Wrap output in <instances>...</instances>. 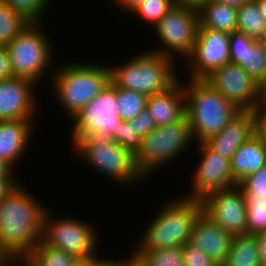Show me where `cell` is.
Returning <instances> with one entry per match:
<instances>
[{"instance_id": "e575fe53", "label": "cell", "mask_w": 266, "mask_h": 266, "mask_svg": "<svg viewBox=\"0 0 266 266\" xmlns=\"http://www.w3.org/2000/svg\"><path fill=\"white\" fill-rule=\"evenodd\" d=\"M184 266H221L201 249L187 242L182 246Z\"/></svg>"}, {"instance_id": "f907efd6", "label": "cell", "mask_w": 266, "mask_h": 266, "mask_svg": "<svg viewBox=\"0 0 266 266\" xmlns=\"http://www.w3.org/2000/svg\"><path fill=\"white\" fill-rule=\"evenodd\" d=\"M262 96H263V100H266V81L262 85Z\"/></svg>"}, {"instance_id": "8fae6325", "label": "cell", "mask_w": 266, "mask_h": 266, "mask_svg": "<svg viewBox=\"0 0 266 266\" xmlns=\"http://www.w3.org/2000/svg\"><path fill=\"white\" fill-rule=\"evenodd\" d=\"M115 105L116 87L109 82L97 97L69 120L72 123L71 145L91 136L110 138L116 142L120 118Z\"/></svg>"}, {"instance_id": "52a82bcc", "label": "cell", "mask_w": 266, "mask_h": 266, "mask_svg": "<svg viewBox=\"0 0 266 266\" xmlns=\"http://www.w3.org/2000/svg\"><path fill=\"white\" fill-rule=\"evenodd\" d=\"M44 24L29 23L6 46L14 76L28 79L36 85L42 82L41 80L44 81L42 78L47 77L46 74L48 77L52 76L54 68L51 70L50 65L55 66L52 64L55 59L54 45L52 47L54 43L51 40L53 38L46 31L47 27L45 28Z\"/></svg>"}, {"instance_id": "7dc6e473", "label": "cell", "mask_w": 266, "mask_h": 266, "mask_svg": "<svg viewBox=\"0 0 266 266\" xmlns=\"http://www.w3.org/2000/svg\"><path fill=\"white\" fill-rule=\"evenodd\" d=\"M260 10V14L266 22V0H254Z\"/></svg>"}, {"instance_id": "603a6c76", "label": "cell", "mask_w": 266, "mask_h": 266, "mask_svg": "<svg viewBox=\"0 0 266 266\" xmlns=\"http://www.w3.org/2000/svg\"><path fill=\"white\" fill-rule=\"evenodd\" d=\"M198 13L199 28L229 34L237 31V9L235 8L209 0L198 8Z\"/></svg>"}, {"instance_id": "3957f363", "label": "cell", "mask_w": 266, "mask_h": 266, "mask_svg": "<svg viewBox=\"0 0 266 266\" xmlns=\"http://www.w3.org/2000/svg\"><path fill=\"white\" fill-rule=\"evenodd\" d=\"M145 227L136 249L182 247L189 242L195 222L203 212L201 200L185 196L169 198Z\"/></svg>"}, {"instance_id": "83f0119b", "label": "cell", "mask_w": 266, "mask_h": 266, "mask_svg": "<svg viewBox=\"0 0 266 266\" xmlns=\"http://www.w3.org/2000/svg\"><path fill=\"white\" fill-rule=\"evenodd\" d=\"M29 23L0 0V46H7Z\"/></svg>"}, {"instance_id": "d6a6232c", "label": "cell", "mask_w": 266, "mask_h": 266, "mask_svg": "<svg viewBox=\"0 0 266 266\" xmlns=\"http://www.w3.org/2000/svg\"><path fill=\"white\" fill-rule=\"evenodd\" d=\"M245 197L266 199V165L238 183Z\"/></svg>"}, {"instance_id": "5bb4252c", "label": "cell", "mask_w": 266, "mask_h": 266, "mask_svg": "<svg viewBox=\"0 0 266 266\" xmlns=\"http://www.w3.org/2000/svg\"><path fill=\"white\" fill-rule=\"evenodd\" d=\"M199 144V145H198ZM199 161L193 169L189 192L182 196L203 200L208 194L238 185L231 174L230 160L211 151L204 143H197Z\"/></svg>"}, {"instance_id": "74e56055", "label": "cell", "mask_w": 266, "mask_h": 266, "mask_svg": "<svg viewBox=\"0 0 266 266\" xmlns=\"http://www.w3.org/2000/svg\"><path fill=\"white\" fill-rule=\"evenodd\" d=\"M14 72L6 46H0V81L14 78Z\"/></svg>"}, {"instance_id": "8992f818", "label": "cell", "mask_w": 266, "mask_h": 266, "mask_svg": "<svg viewBox=\"0 0 266 266\" xmlns=\"http://www.w3.org/2000/svg\"><path fill=\"white\" fill-rule=\"evenodd\" d=\"M193 140L186 115L174 124L156 127L142 139L134 156L137 172L144 180L149 179L158 169L165 168L179 156L183 157V153L195 143Z\"/></svg>"}, {"instance_id": "d6986e66", "label": "cell", "mask_w": 266, "mask_h": 266, "mask_svg": "<svg viewBox=\"0 0 266 266\" xmlns=\"http://www.w3.org/2000/svg\"><path fill=\"white\" fill-rule=\"evenodd\" d=\"M252 136H254L252 113L240 111L218 134L203 143L211 151L231 161L238 148Z\"/></svg>"}, {"instance_id": "f546056e", "label": "cell", "mask_w": 266, "mask_h": 266, "mask_svg": "<svg viewBox=\"0 0 266 266\" xmlns=\"http://www.w3.org/2000/svg\"><path fill=\"white\" fill-rule=\"evenodd\" d=\"M174 4L173 0H144L130 15L144 20L148 27L150 24L153 29Z\"/></svg>"}, {"instance_id": "60d3db41", "label": "cell", "mask_w": 266, "mask_h": 266, "mask_svg": "<svg viewBox=\"0 0 266 266\" xmlns=\"http://www.w3.org/2000/svg\"><path fill=\"white\" fill-rule=\"evenodd\" d=\"M112 1V0H111ZM144 0H113V5H116V8L122 10L123 13H132Z\"/></svg>"}, {"instance_id": "484cf974", "label": "cell", "mask_w": 266, "mask_h": 266, "mask_svg": "<svg viewBox=\"0 0 266 266\" xmlns=\"http://www.w3.org/2000/svg\"><path fill=\"white\" fill-rule=\"evenodd\" d=\"M237 32L244 33L256 41L266 34V22L255 1L237 9Z\"/></svg>"}, {"instance_id": "d590c367", "label": "cell", "mask_w": 266, "mask_h": 266, "mask_svg": "<svg viewBox=\"0 0 266 266\" xmlns=\"http://www.w3.org/2000/svg\"><path fill=\"white\" fill-rule=\"evenodd\" d=\"M253 117L254 136L266 144V100L250 110Z\"/></svg>"}, {"instance_id": "ab89813d", "label": "cell", "mask_w": 266, "mask_h": 266, "mask_svg": "<svg viewBox=\"0 0 266 266\" xmlns=\"http://www.w3.org/2000/svg\"><path fill=\"white\" fill-rule=\"evenodd\" d=\"M20 178H0V202L11 193L22 180Z\"/></svg>"}, {"instance_id": "4fadbf2b", "label": "cell", "mask_w": 266, "mask_h": 266, "mask_svg": "<svg viewBox=\"0 0 266 266\" xmlns=\"http://www.w3.org/2000/svg\"><path fill=\"white\" fill-rule=\"evenodd\" d=\"M229 37L227 32L198 28L192 52L183 63H187V79L204 80L213 71L230 63Z\"/></svg>"}, {"instance_id": "44dd1931", "label": "cell", "mask_w": 266, "mask_h": 266, "mask_svg": "<svg viewBox=\"0 0 266 266\" xmlns=\"http://www.w3.org/2000/svg\"><path fill=\"white\" fill-rule=\"evenodd\" d=\"M146 108L156 127L180 121L185 116V95L181 77L167 91L148 96Z\"/></svg>"}, {"instance_id": "5b68a950", "label": "cell", "mask_w": 266, "mask_h": 266, "mask_svg": "<svg viewBox=\"0 0 266 266\" xmlns=\"http://www.w3.org/2000/svg\"><path fill=\"white\" fill-rule=\"evenodd\" d=\"M182 81L185 115L189 120L195 144L203 143L218 134L240 112L204 80Z\"/></svg>"}, {"instance_id": "681fc988", "label": "cell", "mask_w": 266, "mask_h": 266, "mask_svg": "<svg viewBox=\"0 0 266 266\" xmlns=\"http://www.w3.org/2000/svg\"><path fill=\"white\" fill-rule=\"evenodd\" d=\"M259 42L262 44L264 52L266 53V34L264 35V37Z\"/></svg>"}, {"instance_id": "2e32d148", "label": "cell", "mask_w": 266, "mask_h": 266, "mask_svg": "<svg viewBox=\"0 0 266 266\" xmlns=\"http://www.w3.org/2000/svg\"><path fill=\"white\" fill-rule=\"evenodd\" d=\"M34 82L14 77L0 81V120H34L39 113ZM38 112V113H37ZM36 114V115H35Z\"/></svg>"}, {"instance_id": "816d5d0a", "label": "cell", "mask_w": 266, "mask_h": 266, "mask_svg": "<svg viewBox=\"0 0 266 266\" xmlns=\"http://www.w3.org/2000/svg\"><path fill=\"white\" fill-rule=\"evenodd\" d=\"M76 266H90V260L80 261Z\"/></svg>"}, {"instance_id": "d4e9b609", "label": "cell", "mask_w": 266, "mask_h": 266, "mask_svg": "<svg viewBox=\"0 0 266 266\" xmlns=\"http://www.w3.org/2000/svg\"><path fill=\"white\" fill-rule=\"evenodd\" d=\"M24 260L30 266H76L80 262L74 255L51 247L42 239Z\"/></svg>"}, {"instance_id": "7bdbcfd3", "label": "cell", "mask_w": 266, "mask_h": 266, "mask_svg": "<svg viewBox=\"0 0 266 266\" xmlns=\"http://www.w3.org/2000/svg\"><path fill=\"white\" fill-rule=\"evenodd\" d=\"M90 266H122V263L117 258L98 256L90 260Z\"/></svg>"}, {"instance_id": "30bf717a", "label": "cell", "mask_w": 266, "mask_h": 266, "mask_svg": "<svg viewBox=\"0 0 266 266\" xmlns=\"http://www.w3.org/2000/svg\"><path fill=\"white\" fill-rule=\"evenodd\" d=\"M198 28V9L175 3L153 27L159 40L157 42L161 47L150 48V51L170 57L175 61L178 60V57H182L184 61L192 52Z\"/></svg>"}, {"instance_id": "cb8c5ba5", "label": "cell", "mask_w": 266, "mask_h": 266, "mask_svg": "<svg viewBox=\"0 0 266 266\" xmlns=\"http://www.w3.org/2000/svg\"><path fill=\"white\" fill-rule=\"evenodd\" d=\"M221 266H260L256 236L234 235L228 256Z\"/></svg>"}, {"instance_id": "f35d334b", "label": "cell", "mask_w": 266, "mask_h": 266, "mask_svg": "<svg viewBox=\"0 0 266 266\" xmlns=\"http://www.w3.org/2000/svg\"><path fill=\"white\" fill-rule=\"evenodd\" d=\"M133 251V252H132ZM127 258L118 259L122 266H149L144 256L134 247Z\"/></svg>"}, {"instance_id": "bcb514c9", "label": "cell", "mask_w": 266, "mask_h": 266, "mask_svg": "<svg viewBox=\"0 0 266 266\" xmlns=\"http://www.w3.org/2000/svg\"><path fill=\"white\" fill-rule=\"evenodd\" d=\"M209 0H178V4L185 6H192L194 8H199L202 4Z\"/></svg>"}, {"instance_id": "7402d4cb", "label": "cell", "mask_w": 266, "mask_h": 266, "mask_svg": "<svg viewBox=\"0 0 266 266\" xmlns=\"http://www.w3.org/2000/svg\"><path fill=\"white\" fill-rule=\"evenodd\" d=\"M230 163L231 174L239 183L247 175L259 171L266 165V144L252 136L238 148Z\"/></svg>"}, {"instance_id": "6da1fadb", "label": "cell", "mask_w": 266, "mask_h": 266, "mask_svg": "<svg viewBox=\"0 0 266 266\" xmlns=\"http://www.w3.org/2000/svg\"><path fill=\"white\" fill-rule=\"evenodd\" d=\"M36 198L20 182L0 202V247L12 260L25 259L42 239L47 207Z\"/></svg>"}, {"instance_id": "277c9868", "label": "cell", "mask_w": 266, "mask_h": 266, "mask_svg": "<svg viewBox=\"0 0 266 266\" xmlns=\"http://www.w3.org/2000/svg\"><path fill=\"white\" fill-rule=\"evenodd\" d=\"M134 54L123 64L109 65L115 87L151 96L167 91L180 79L178 61L149 49Z\"/></svg>"}, {"instance_id": "8d00e7d4", "label": "cell", "mask_w": 266, "mask_h": 266, "mask_svg": "<svg viewBox=\"0 0 266 266\" xmlns=\"http://www.w3.org/2000/svg\"><path fill=\"white\" fill-rule=\"evenodd\" d=\"M156 128L155 122L150 117L149 111L146 109L140 111L133 118V129L135 134L143 139L151 131Z\"/></svg>"}, {"instance_id": "836d02e7", "label": "cell", "mask_w": 266, "mask_h": 266, "mask_svg": "<svg viewBox=\"0 0 266 266\" xmlns=\"http://www.w3.org/2000/svg\"><path fill=\"white\" fill-rule=\"evenodd\" d=\"M142 139L138 137L133 129V119L129 121H118V128L116 131V142L123 146L133 156L137 154L140 149Z\"/></svg>"}, {"instance_id": "ba28073f", "label": "cell", "mask_w": 266, "mask_h": 266, "mask_svg": "<svg viewBox=\"0 0 266 266\" xmlns=\"http://www.w3.org/2000/svg\"><path fill=\"white\" fill-rule=\"evenodd\" d=\"M70 147L73 149L72 152L77 153L75 155L86 163L85 165L94 168V172L96 170L104 177L110 178L119 184V187H129L144 181L137 172L134 156L110 138L91 136L79 139Z\"/></svg>"}, {"instance_id": "ac0fdd59", "label": "cell", "mask_w": 266, "mask_h": 266, "mask_svg": "<svg viewBox=\"0 0 266 266\" xmlns=\"http://www.w3.org/2000/svg\"><path fill=\"white\" fill-rule=\"evenodd\" d=\"M233 235L223 230L202 212L194 224L189 243L222 265L231 247Z\"/></svg>"}, {"instance_id": "4dcf8cb0", "label": "cell", "mask_w": 266, "mask_h": 266, "mask_svg": "<svg viewBox=\"0 0 266 266\" xmlns=\"http://www.w3.org/2000/svg\"><path fill=\"white\" fill-rule=\"evenodd\" d=\"M149 266H184L182 247L137 249Z\"/></svg>"}, {"instance_id": "7c38bea8", "label": "cell", "mask_w": 266, "mask_h": 266, "mask_svg": "<svg viewBox=\"0 0 266 266\" xmlns=\"http://www.w3.org/2000/svg\"><path fill=\"white\" fill-rule=\"evenodd\" d=\"M204 81L240 111H250L263 101L262 86L240 65L227 63Z\"/></svg>"}, {"instance_id": "7a4b0ae2", "label": "cell", "mask_w": 266, "mask_h": 266, "mask_svg": "<svg viewBox=\"0 0 266 266\" xmlns=\"http://www.w3.org/2000/svg\"><path fill=\"white\" fill-rule=\"evenodd\" d=\"M72 62V63H71ZM69 61L54 68L49 80L58 106L69 120L110 82L109 65ZM104 65V66H103Z\"/></svg>"}, {"instance_id": "e0dca14e", "label": "cell", "mask_w": 266, "mask_h": 266, "mask_svg": "<svg viewBox=\"0 0 266 266\" xmlns=\"http://www.w3.org/2000/svg\"><path fill=\"white\" fill-rule=\"evenodd\" d=\"M230 62L240 65L261 86L266 81V53L259 41L240 32L229 37Z\"/></svg>"}, {"instance_id": "9a60e30c", "label": "cell", "mask_w": 266, "mask_h": 266, "mask_svg": "<svg viewBox=\"0 0 266 266\" xmlns=\"http://www.w3.org/2000/svg\"><path fill=\"white\" fill-rule=\"evenodd\" d=\"M203 212L218 226L234 235L247 234L246 201L239 185L208 194Z\"/></svg>"}, {"instance_id": "c3c4849f", "label": "cell", "mask_w": 266, "mask_h": 266, "mask_svg": "<svg viewBox=\"0 0 266 266\" xmlns=\"http://www.w3.org/2000/svg\"><path fill=\"white\" fill-rule=\"evenodd\" d=\"M30 266L24 259L11 260L6 266Z\"/></svg>"}, {"instance_id": "f1b7e54d", "label": "cell", "mask_w": 266, "mask_h": 266, "mask_svg": "<svg viewBox=\"0 0 266 266\" xmlns=\"http://www.w3.org/2000/svg\"><path fill=\"white\" fill-rule=\"evenodd\" d=\"M30 23H44V15L51 1L55 0H1ZM43 20V21H42Z\"/></svg>"}, {"instance_id": "4316f807", "label": "cell", "mask_w": 266, "mask_h": 266, "mask_svg": "<svg viewBox=\"0 0 266 266\" xmlns=\"http://www.w3.org/2000/svg\"><path fill=\"white\" fill-rule=\"evenodd\" d=\"M148 96L136 91L116 87V110L123 121L132 120L140 111L146 109Z\"/></svg>"}, {"instance_id": "9c48e42d", "label": "cell", "mask_w": 266, "mask_h": 266, "mask_svg": "<svg viewBox=\"0 0 266 266\" xmlns=\"http://www.w3.org/2000/svg\"><path fill=\"white\" fill-rule=\"evenodd\" d=\"M49 210L47 207L43 216L42 240L45 243L74 255L80 261L98 257L100 233L91 222L67 215L59 218Z\"/></svg>"}, {"instance_id": "b9f144b4", "label": "cell", "mask_w": 266, "mask_h": 266, "mask_svg": "<svg viewBox=\"0 0 266 266\" xmlns=\"http://www.w3.org/2000/svg\"><path fill=\"white\" fill-rule=\"evenodd\" d=\"M258 241V256L260 266H266V231L255 234Z\"/></svg>"}, {"instance_id": "1f68e13d", "label": "cell", "mask_w": 266, "mask_h": 266, "mask_svg": "<svg viewBox=\"0 0 266 266\" xmlns=\"http://www.w3.org/2000/svg\"><path fill=\"white\" fill-rule=\"evenodd\" d=\"M247 234L266 231V199L245 197Z\"/></svg>"}, {"instance_id": "ee69618b", "label": "cell", "mask_w": 266, "mask_h": 266, "mask_svg": "<svg viewBox=\"0 0 266 266\" xmlns=\"http://www.w3.org/2000/svg\"><path fill=\"white\" fill-rule=\"evenodd\" d=\"M16 171L4 160L0 159V178H19L15 177Z\"/></svg>"}, {"instance_id": "f6af8a7d", "label": "cell", "mask_w": 266, "mask_h": 266, "mask_svg": "<svg viewBox=\"0 0 266 266\" xmlns=\"http://www.w3.org/2000/svg\"><path fill=\"white\" fill-rule=\"evenodd\" d=\"M211 1L218 2L226 6L238 9L242 7L244 4H248L250 2H253L254 0H211Z\"/></svg>"}, {"instance_id": "ffe728a7", "label": "cell", "mask_w": 266, "mask_h": 266, "mask_svg": "<svg viewBox=\"0 0 266 266\" xmlns=\"http://www.w3.org/2000/svg\"><path fill=\"white\" fill-rule=\"evenodd\" d=\"M33 121L35 120H0V159L14 170L27 153L33 133L36 132Z\"/></svg>"}]
</instances>
